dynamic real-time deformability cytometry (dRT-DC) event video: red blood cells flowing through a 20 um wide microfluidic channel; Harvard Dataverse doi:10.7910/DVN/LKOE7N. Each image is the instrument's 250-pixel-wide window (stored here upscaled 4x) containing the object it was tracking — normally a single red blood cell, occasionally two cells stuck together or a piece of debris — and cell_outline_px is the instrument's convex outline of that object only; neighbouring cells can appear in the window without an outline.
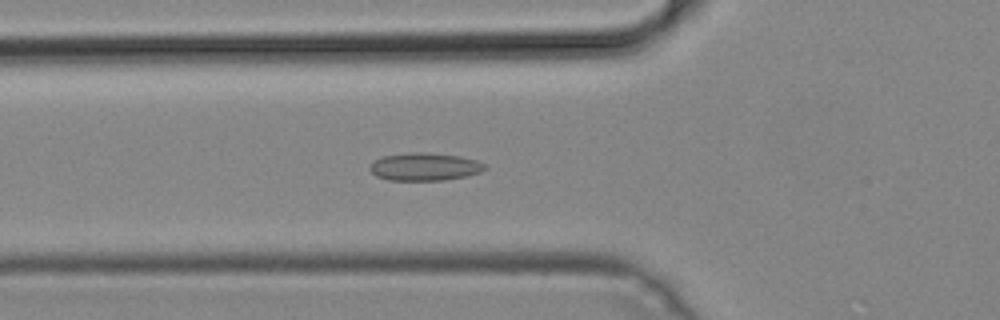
{"species": "common noctule bat (a hibernating species)", "species_latin": "Nyctalus noctula", "temperature_condition": "cold", "stored_images_in_passage": 50, "camera_frame_rate_fps": 3000, "um_per_image_px": 0.085, "animal": {"sex": "male", "body_mass_g": 19.2, "forearm_length_mm": 51.8}, "frame": {"image": 1, "passage_image": 18, "time_ms": 5.667, "image_size_px": [1000, 320], "cell_outline_px": [[488, 168], [480, 172], [468, 176], [444, 180], [388, 180], [376, 176], [368, 168], [380, 156], [412, 152], [424, 152], [460, 156], [476, 160], [484, 164]], "centroid_in_image_um": [36.1, 14.17], "position_along_channel_um": 89.7, "area_um2": 18.67}}
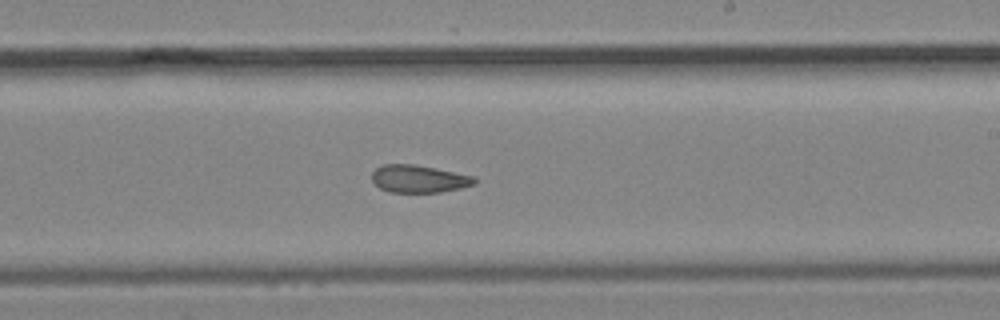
{"frame": {"image": 2, "passage_image": 30, "time_ms": 9.667, "image_size_px": [1000, 320], "cell_outline_px": [[476, 184], [460, 188], [440, 192], [392, 192], [380, 188], [372, 180], [372, 172], [376, 168], [384, 164], [412, 164], [436, 168], [476, 176]], "centroid_in_image_um": [35.63, 15.19], "position_along_channel_um": 253.4, "area_um2": 16.47}}
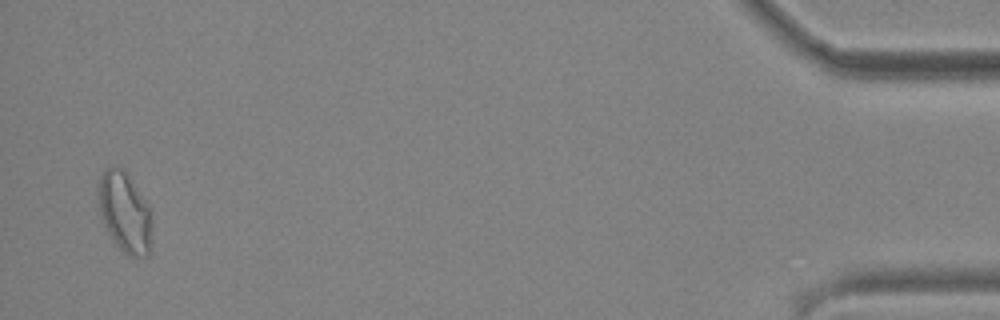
{"frame": {"image": 3, "passage_image": 49, "time_ms": 16.0, "image_size_px": [1000, 320], "cell_outline_px": [[152, 252], [148, 256], [128, 256], [116, 244], [108, 232], [100, 216], [96, 192], [96, 188], [100, 176], [104, 168], [112, 164], [120, 168], [128, 176], [148, 204]], "centroid_in_image_um": [10.55, 18.03], "position_along_channel_um": 424.6, "area_um2": 25.2}}